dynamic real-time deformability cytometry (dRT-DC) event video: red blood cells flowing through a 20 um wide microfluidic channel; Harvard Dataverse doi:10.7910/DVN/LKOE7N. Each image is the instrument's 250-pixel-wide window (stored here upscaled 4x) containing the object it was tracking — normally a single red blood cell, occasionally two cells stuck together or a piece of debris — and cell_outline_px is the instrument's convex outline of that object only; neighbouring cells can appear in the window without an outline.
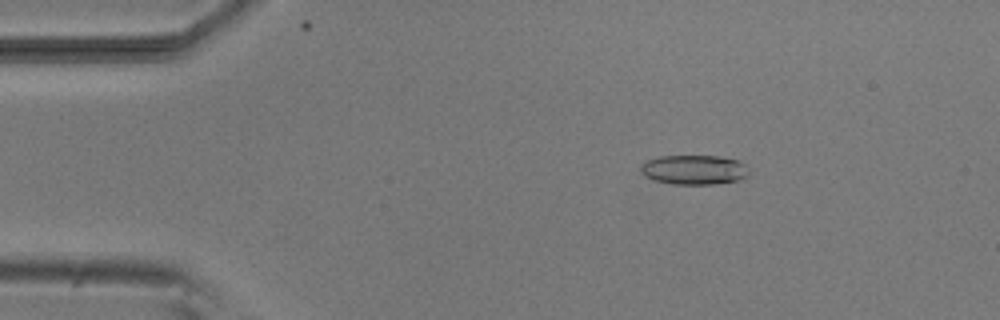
{"species": "common noctule bat (a hibernating species)", "species_latin": "Nyctalus noctula", "temperature_condition": "room temperature", "stored_images_in_passage": 53, "camera_frame_rate_fps": 3000, "um_per_image_px": 0.085, "animal": {"sex": "male", "body_mass_g": 20.5, "forearm_length_mm": 52.5}, "frame": {"image": 1, "passage_image": 9, "time_ms": 2.667, "image_size_px": [1000, 320], "cell_outline_px": [[748, 176], [740, 180], [716, 184], [672, 184], [656, 180], [644, 176], [640, 172], [640, 164], [648, 160], [660, 156], [716, 156], [736, 160], [744, 164], [748, 168]], "centroid_in_image_um": [58.98, 14.43], "position_along_channel_um": 26.0, "area_um2": 18.67}}
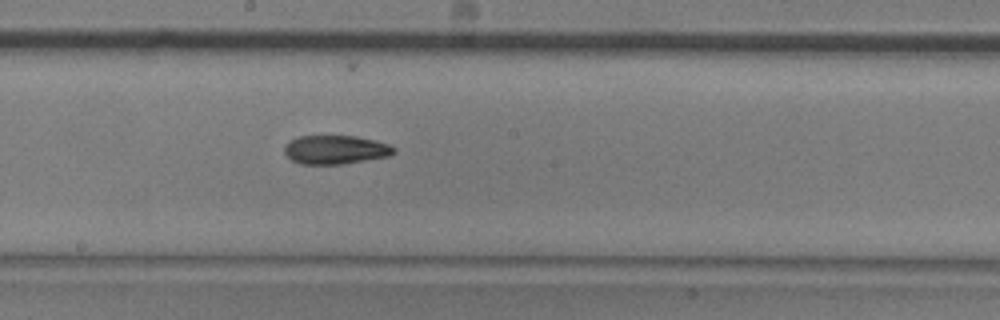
{"frame": {"image": 2, "passage_image": 29, "time_ms": 9.333, "image_size_px": [1000, 320], "cell_outline_px": [[396, 152], [388, 156], [340, 164], [300, 164], [292, 160], [284, 152], [284, 148], [296, 136], [356, 136], [376, 140], [388, 144], [396, 148]], "centroid_in_image_um": [28.53, 12.72], "position_along_channel_um": 219.7, "area_um2": 18.21}}
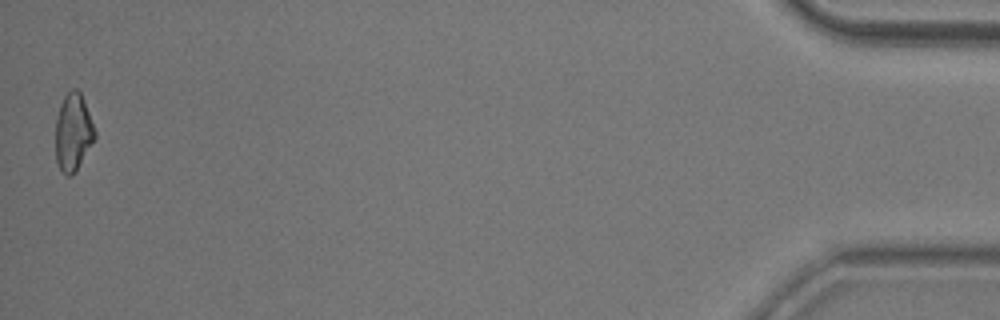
{"frame": {"image": 3, "passage_image": 53, "time_ms": 17.333, "image_size_px": [1000, 320], "cell_outline_px": [[96, 136], [76, 172], [72, 176], [68, 176], [60, 168], [56, 160], [56, 116], [60, 104], [64, 96], [72, 88], [76, 88], [80, 92], [96, 132]], "centroid_in_image_um": [6.21, 11.24], "position_along_channel_um": 429.0, "area_um2": 17.57}, "authors_computed_cell_mechanics": {"area_um2": 18.5538, "velocity_mm_per_s": 3.8107, "shape_relaxation_time_tau1_ms": 7.4524, "shape_relaxation_time_tau2_ms": 6.7906, "deformation_change_tau1": 0.1797, "deformation_change_tau2": 0.138}}